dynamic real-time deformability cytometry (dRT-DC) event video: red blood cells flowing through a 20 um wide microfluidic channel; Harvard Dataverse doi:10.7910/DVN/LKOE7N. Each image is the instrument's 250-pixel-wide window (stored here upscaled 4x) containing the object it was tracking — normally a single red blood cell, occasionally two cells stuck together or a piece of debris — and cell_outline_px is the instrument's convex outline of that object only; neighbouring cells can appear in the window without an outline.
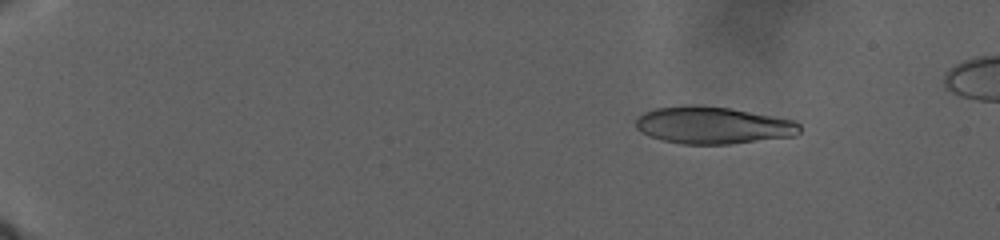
{"species": "human", "species_latin": "Homo sapiens", "temperature_condition": "warm", "stored_images_in_passage": 105, "camera_frame_rate_fps": 3000, "um_per_image_px": 0.085, "donor": {"sex": "male"}, "frame": {"image": 1, "passage_image": 17, "time_ms": 5.667, "image_size_px": [1000, 240], "cell_outline_px": [[800, 132], [796, 136], [728, 144], [680, 144], [664, 140], [640, 132], [636, 128], [636, 116], [644, 112], [656, 108], [684, 104], [696, 104], [728, 108], [776, 116], [796, 120], [800, 124]], "centroid_in_image_um": [60.61, 10.63], "position_along_channel_um": 24.4, "area_um2": 35.84}}
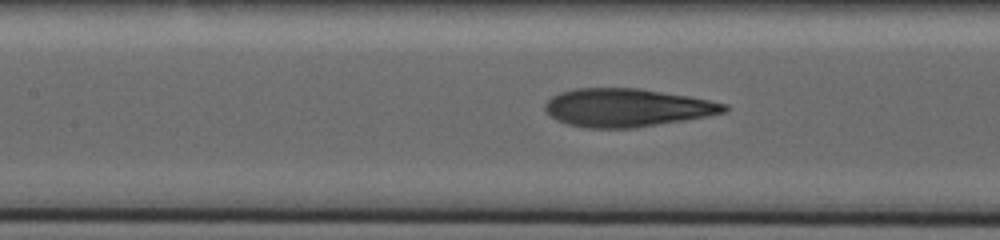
{"frame": {"image": 2, "passage_image": 67, "time_ms": 20.333, "image_size_px": [1000, 240], "cell_outline_px": [[728, 108], [724, 112], [708, 116], [684, 120], [632, 128], [588, 128], [568, 124], [556, 120], [544, 108], [544, 104], [552, 96], [560, 92], [572, 88], [640, 88], [688, 96], [728, 104]], "centroid_in_image_um": [53.26, 9.14], "position_along_channel_um": 154.1, "area_um2": 39.71}}
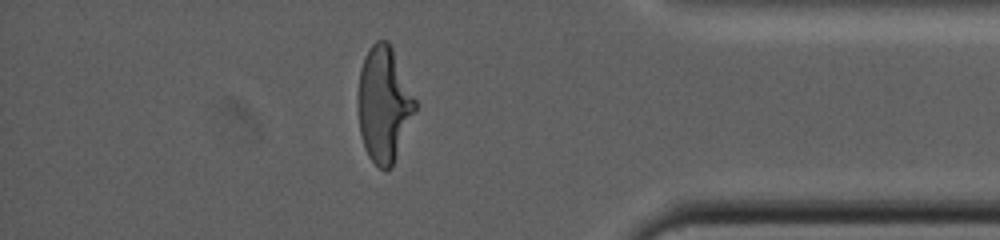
{"frame": {"image": 3, "passage_image": 90, "time_ms": 34.333, "image_size_px": [1000, 240], "cell_outline_px": [[416, 112], [392, 168], [384, 172], [368, 156], [364, 148], [360, 132], [356, 108], [356, 96], [360, 68], [364, 56], [368, 48], [376, 40], [388, 40], [392, 48], [416, 100]], "centroid_in_image_um": [32.6, 8.89], "position_along_channel_um": 402.6, "area_um2": 39.19}}